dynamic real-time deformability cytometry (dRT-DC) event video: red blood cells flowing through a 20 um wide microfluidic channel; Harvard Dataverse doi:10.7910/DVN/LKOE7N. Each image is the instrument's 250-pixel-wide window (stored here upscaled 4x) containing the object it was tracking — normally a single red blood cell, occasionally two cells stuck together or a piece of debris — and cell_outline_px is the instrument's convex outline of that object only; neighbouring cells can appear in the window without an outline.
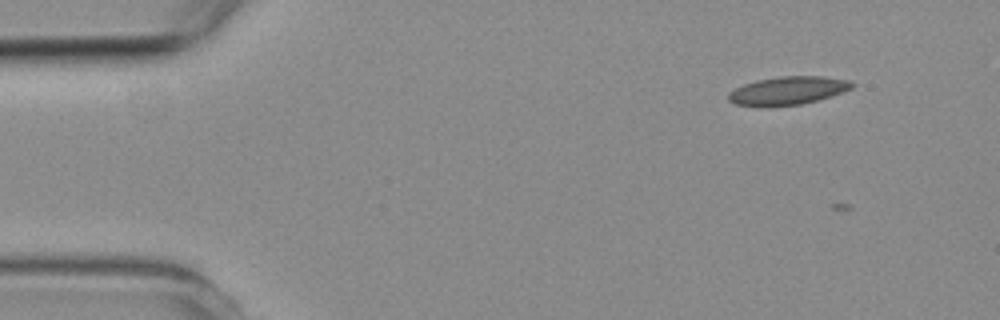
{"species": "common noctule bat (a hibernating species)", "species_latin": "Nyctalus noctula", "temperature_condition": "room temperature", "stored_images_in_passage": 5, "camera_frame_rate_fps": 3000, "um_per_image_px": 0.085, "animal": {"sex": "female", "body_mass_g": 19.3, "forearm_length_mm": 54.1}, "frame": {"image": 1, "passage_image": 2, "time_ms": 1.0, "image_size_px": [1000, 320], "cell_outline_px": [[856, 84], [852, 88], [844, 92], [820, 100], [800, 104], [764, 108], [736, 104], [728, 100], [728, 92], [744, 84], [756, 80], [780, 76], [824, 76], [852, 80]], "centroid_in_image_um": [67.0, 7.71], "position_along_channel_um": 18.0, "area_um2": 20.87}}